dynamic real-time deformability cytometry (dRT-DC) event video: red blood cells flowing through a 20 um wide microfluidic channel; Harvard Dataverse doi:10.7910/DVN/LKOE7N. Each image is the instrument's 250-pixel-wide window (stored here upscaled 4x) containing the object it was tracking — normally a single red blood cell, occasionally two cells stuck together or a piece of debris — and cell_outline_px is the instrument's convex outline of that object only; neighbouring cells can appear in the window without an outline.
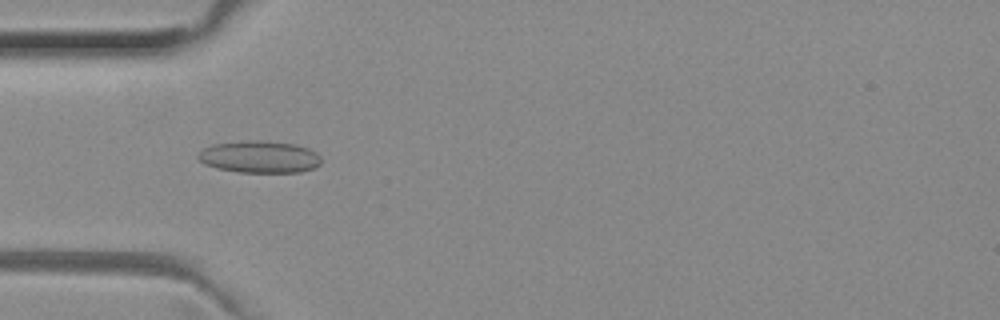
{"species": "common noctule bat (a hibernating species)", "species_latin": "Nyctalus noctula", "temperature_condition": "room temperature", "stored_images_in_passage": 32, "camera_frame_rate_fps": 3000, "um_per_image_px": 0.085, "animal": {"sex": "female", "body_mass_g": 29.2, "forearm_length_mm": 56.3}, "frame": {"image": 1, "passage_image": 8, "time_ms": 2.333, "image_size_px": [1000, 320], "cell_outline_px": [[320, 164], [312, 168], [300, 172], [240, 172], [216, 168], [204, 164], [196, 156], [204, 148], [212, 144], [248, 140], [260, 140], [296, 144], [308, 148], [316, 152], [320, 156]], "centroid_in_image_um": [22.05, 13.32], "position_along_channel_um": 63.0, "area_um2": 23.0}}
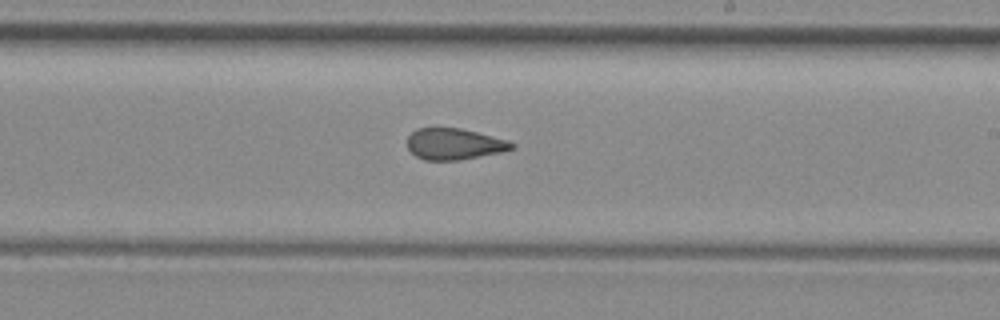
{"frame": {"image": 2, "passage_image": 22, "time_ms": 7.0, "image_size_px": [1000, 320], "cell_outline_px": [[516, 148], [500, 152], [460, 160], [424, 160], [416, 156], [408, 148], [408, 136], [416, 128], [460, 128], [508, 140], [516, 144]], "centroid_in_image_um": [38.62, 12.24], "position_along_channel_um": 250.4, "area_um2": 18.96}}
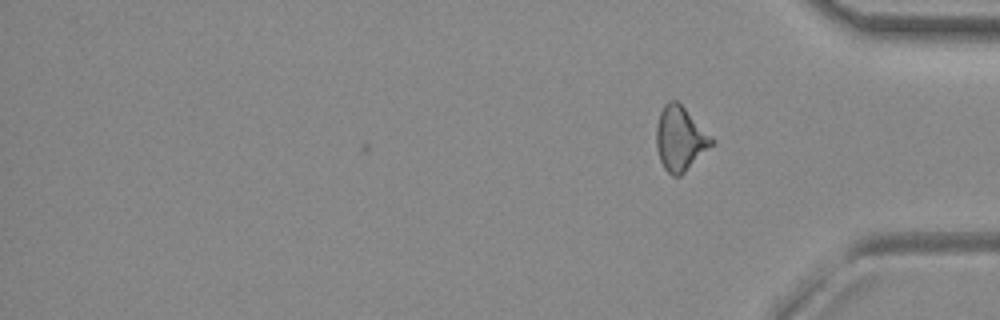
{"frame": {"image": 3, "passage_image": 32, "time_ms": 10.333, "image_size_px": [1000, 320], "cell_outline_px": [[716, 140], [680, 176], [672, 176], [664, 168], [660, 160], [656, 148], [656, 128], [660, 112], [664, 104], [668, 100], [676, 100]], "centroid_in_image_um": [57.78, 11.77], "position_along_channel_um": 377.4, "area_um2": 20.4}, "authors_computed_cell_mechanics": {"area_um2": 19.9699, "velocity_mm_per_s": 4.041, "shape_relaxation_time_tau1_ms": null, "shape_relaxation_time_tau2_ms": 1.4246, "deformation_change_tau1": null, "deformation_change_tau2": 0.0816}}